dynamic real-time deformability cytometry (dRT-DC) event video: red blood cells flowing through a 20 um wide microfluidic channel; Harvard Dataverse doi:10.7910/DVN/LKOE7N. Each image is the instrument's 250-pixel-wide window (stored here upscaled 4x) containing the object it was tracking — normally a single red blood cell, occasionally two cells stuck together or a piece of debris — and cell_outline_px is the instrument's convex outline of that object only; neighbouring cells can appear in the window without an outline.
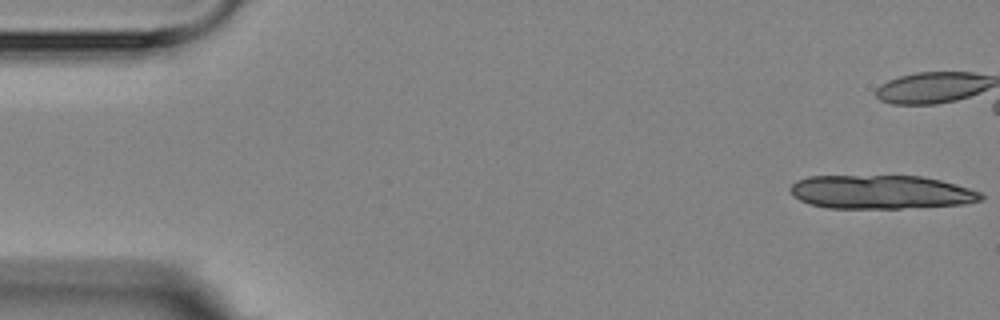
{"species": "Egyptian fruit bat (a non-hibernating species)", "species_latin": "Rousettus aegyptiacus", "temperature_condition": "room temperature", "stored_images_in_passage": 7, "camera_frame_rate_fps": 3000, "um_per_image_px": 0.085, "animal": {"sex": "female"}, "frame": {"image": 1, "passage_image": 1, "time_ms": 0.0, "image_size_px": [1000, 320], "cell_outline_px": [[984, 196], [980, 200], [964, 204], [900, 208], [828, 208], [808, 204], [792, 196], [788, 188], [796, 180], [808, 176], [920, 176], [940, 180], [956, 184], [980, 192]], "centroid_in_image_um": [74.82, 16.32], "position_along_channel_um": 10.2, "area_um2": 37.51}}
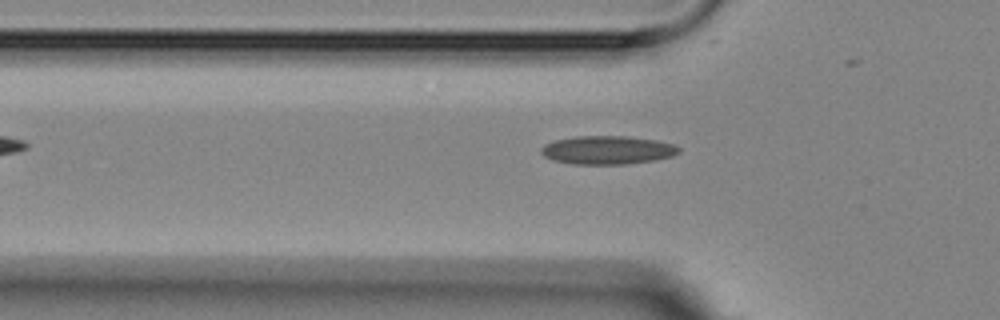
{"frame": {"image": 2, "passage_image": 7, "time_ms": 7.333, "image_size_px": [1000, 320], "cell_outline_px": [[680, 152], [672, 156], [656, 160], [628, 164], [572, 164], [552, 160], [544, 156], [540, 152], [540, 148], [544, 144], [556, 140], [576, 136], [628, 136], [656, 140], [676, 144], [680, 148]], "centroid_in_image_um": [51.65, 12.75], "position_along_channel_um": 74.1, "area_um2": 23.06}}